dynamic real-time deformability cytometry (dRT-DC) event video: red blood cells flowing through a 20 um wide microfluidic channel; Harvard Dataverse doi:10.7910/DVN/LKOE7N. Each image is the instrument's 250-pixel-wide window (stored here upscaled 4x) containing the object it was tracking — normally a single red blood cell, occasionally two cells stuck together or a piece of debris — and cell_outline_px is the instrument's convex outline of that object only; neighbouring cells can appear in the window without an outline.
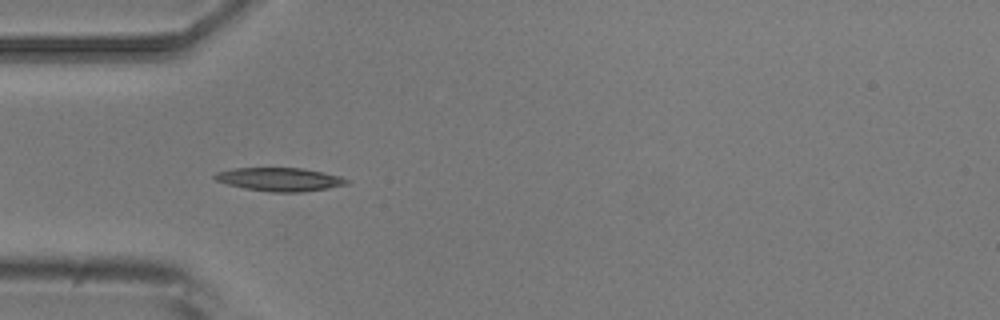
{"species": "common noctule bat (a hibernating species)", "species_latin": "Nyctalus noctula", "temperature_condition": "room temperature", "stored_images_in_passage": 2, "camera_frame_rate_fps": 3000, "um_per_image_px": 0.085, "animal": {"sex": "male", "body_mass_g": 20.5, "forearm_length_mm": 52.5}, "frame": {"image": 1, "passage_image": 1, "time_ms": 0.0, "image_size_px": [1000, 320], "cell_outline_px": [[352, 180], [348, 184], [328, 188], [304, 192], [268, 192], [244, 188], [228, 184], [216, 180], [212, 176], [216, 172], [236, 168], [304, 168], [324, 172], [340, 176]], "centroid_in_image_um": [23.82, 15.25], "position_along_channel_um": 61.2, "area_um2": 18.15}}
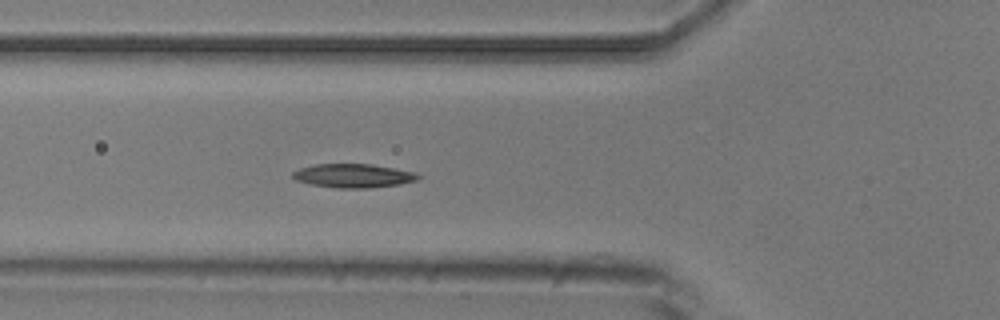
{"frame": {"image": 2, "passage_image": 2, "time_ms": 1.0, "image_size_px": [1000, 320], "cell_outline_px": [[420, 176], [416, 180], [400, 184], [368, 188], [336, 188], [308, 184], [296, 180], [292, 176], [292, 172], [300, 168], [316, 164], [372, 164], [416, 172]], "centroid_in_image_um": [30.01, 14.94], "position_along_channel_um": 95.8, "area_um2": 17.4}}